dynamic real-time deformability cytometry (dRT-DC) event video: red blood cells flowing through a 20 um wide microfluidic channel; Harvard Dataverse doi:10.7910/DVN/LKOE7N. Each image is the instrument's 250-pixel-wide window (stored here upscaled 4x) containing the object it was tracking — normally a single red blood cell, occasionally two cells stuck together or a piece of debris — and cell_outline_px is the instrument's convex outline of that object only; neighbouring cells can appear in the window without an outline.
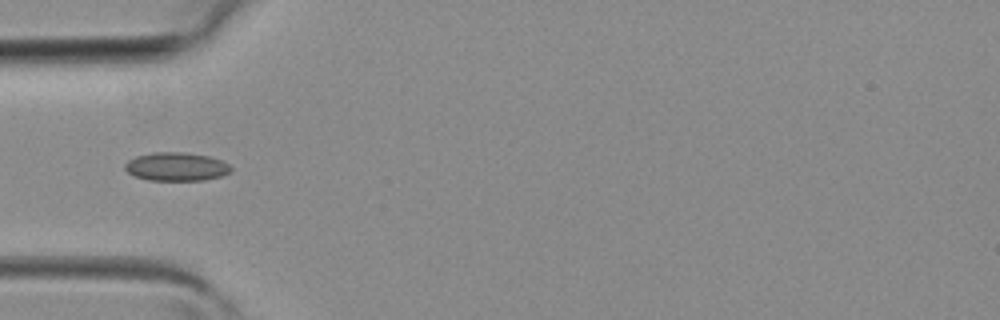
{"species": "common noctule bat (a hibernating species)", "species_latin": "Nyctalus noctula", "temperature_condition": "room temperature", "stored_images_in_passage": 3, "camera_frame_rate_fps": 3000, "um_per_image_px": 0.085, "animal": {"sex": "female", "body_mass_g": 19.3, "forearm_length_mm": 54.1}, "frame": {"image": 1, "passage_image": 3, "time_ms": 0.667, "image_size_px": [1000, 320], "cell_outline_px": [[232, 172], [220, 176], [204, 180], [148, 180], [136, 176], [128, 172], [124, 168], [124, 164], [128, 160], [136, 156], [152, 152], [184, 152], [208, 156], [220, 160], [228, 164], [232, 168]], "centroid_in_image_um": [14.98, 14.16], "position_along_channel_um": 70.0, "area_um2": 17.57}}